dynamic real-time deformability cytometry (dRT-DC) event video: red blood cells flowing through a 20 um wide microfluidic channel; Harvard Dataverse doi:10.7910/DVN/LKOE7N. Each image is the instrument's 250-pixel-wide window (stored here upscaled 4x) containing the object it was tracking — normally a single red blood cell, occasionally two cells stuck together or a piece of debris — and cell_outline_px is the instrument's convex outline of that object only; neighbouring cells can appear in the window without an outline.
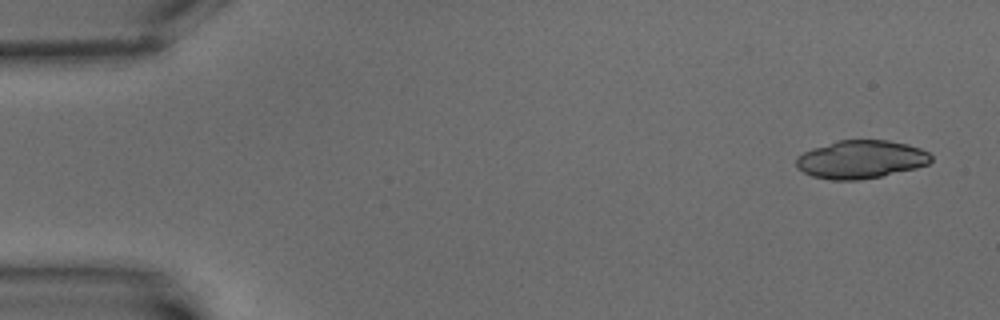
{"species": "common noctule bat (a hibernating species)", "species_latin": "Nyctalus noctula", "temperature_condition": "warm", "stored_images_in_passage": 4, "camera_frame_rate_fps": 3000, "um_per_image_px": 0.085, "animal": {"sex": "male", "body_mass_g": 15.6}, "frame": {"image": 1, "passage_image": 1, "time_ms": 0.0, "image_size_px": [1000, 320], "cell_outline_px": [[932, 160], [928, 164], [916, 168], [880, 176], [860, 180], [832, 180], [812, 176], [796, 168], [796, 156], [812, 148], [836, 140], [888, 140], [908, 144], [920, 148], [928, 152], [932, 156]], "centroid_in_image_um": [73.16, 13.54], "position_along_channel_um": 11.8, "area_um2": 30.11}}